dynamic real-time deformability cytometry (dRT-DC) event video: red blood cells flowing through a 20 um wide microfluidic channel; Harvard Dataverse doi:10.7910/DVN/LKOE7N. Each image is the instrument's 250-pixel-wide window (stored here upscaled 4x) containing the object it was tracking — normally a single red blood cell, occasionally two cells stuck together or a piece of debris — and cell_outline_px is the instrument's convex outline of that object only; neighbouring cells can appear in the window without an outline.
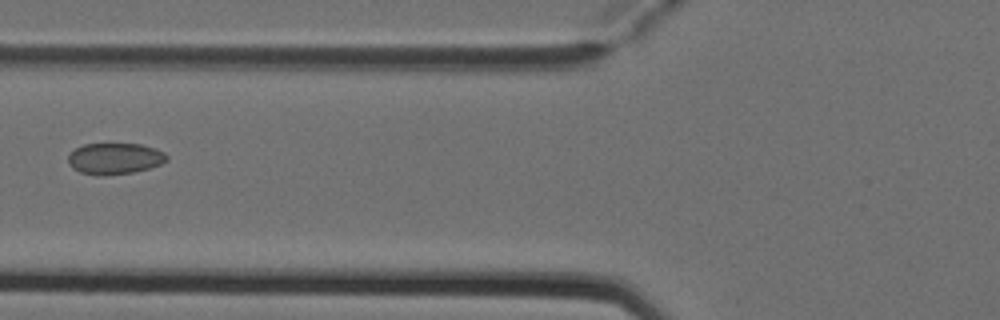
{"species": "Egyptian fruit bat (a non-hibernating species)", "species_latin": "Rousettus aegyptiacus", "temperature_condition": "cold", "stored_images_in_passage": 6, "camera_frame_rate_fps": 3000, "um_per_image_px": 0.085, "animal": {"sex": "female"}, "frame": {"image": 1, "passage_image": 6, "time_ms": 1.667, "image_size_px": [1000, 320], "cell_outline_px": [[168, 160], [160, 164], [148, 168], [132, 172], [100, 176], [96, 176], [80, 172], [72, 168], [68, 164], [68, 156], [76, 148], [84, 144], [140, 144], [164, 152], [168, 156]], "centroid_in_image_um": [9.72, 13.49], "position_along_channel_um": 116.1, "area_um2": 17.86}}